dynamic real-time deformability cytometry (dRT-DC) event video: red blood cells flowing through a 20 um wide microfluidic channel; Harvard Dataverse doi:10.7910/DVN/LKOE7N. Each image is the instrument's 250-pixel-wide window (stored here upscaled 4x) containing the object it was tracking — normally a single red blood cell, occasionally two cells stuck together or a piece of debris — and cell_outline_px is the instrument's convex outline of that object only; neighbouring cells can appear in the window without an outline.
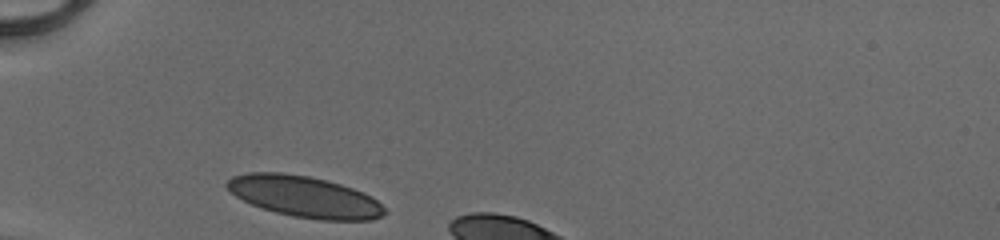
{"species": "human", "species_latin": "Homo sapiens", "temperature_condition": "cold", "stored_images_in_passage": 5, "camera_frame_rate_fps": 3000, "um_per_image_px": 0.085, "donor": {"sex": "male"}, "frame": {"image": 1, "passage_image": 1, "time_ms": 0.0, "image_size_px": [1000, 240], "cell_outline_px": [[388, 212], [384, 216], [372, 220], [320, 220], [292, 216], [276, 212], [252, 204], [236, 196], [224, 184], [232, 176], [248, 172], [284, 172], [308, 176], [328, 180], [364, 192], [372, 196]], "centroid_in_image_um": [25.91, 16.71], "position_along_channel_um": 59.1, "area_um2": 37.92}}